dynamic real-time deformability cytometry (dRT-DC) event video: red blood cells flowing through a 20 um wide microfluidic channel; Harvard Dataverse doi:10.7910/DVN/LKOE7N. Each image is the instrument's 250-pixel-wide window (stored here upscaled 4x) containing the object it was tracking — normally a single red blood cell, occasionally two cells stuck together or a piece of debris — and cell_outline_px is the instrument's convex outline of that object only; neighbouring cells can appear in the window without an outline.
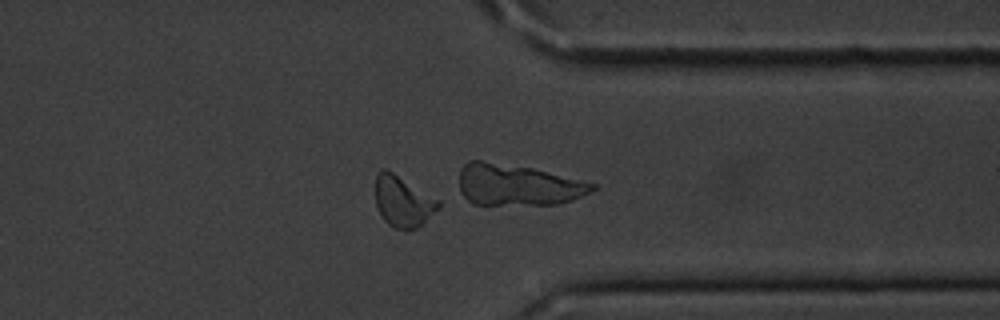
{"species": "common noctule bat (a hibernating species)", "species_latin": "Nyctalus noctula", "temperature_condition": "cold", "stored_images_in_passage": 49, "camera_frame_rate_fps": 3000, "um_per_image_px": 0.085, "animal": {"sex": "male", "body_mass_g": 20.1, "forearm_length_mm": 53.5}, "frame": {"image": 1, "passage_image": 37, "time_ms": 12.0, "image_size_px": [1000, 320], "cell_outline_px": [[440, 208], [416, 228], [408, 232], [404, 232], [392, 228], [384, 220], [376, 204], [376, 176], [384, 168], [392, 172], [440, 200]], "centroid_in_image_um": [34.26, 17.17], "position_along_channel_um": 377.1, "area_um2": 18.67}, "authors_computed_cell_mechanics": {"area_um2": 18.785, "velocity_mm_per_s": 3.4664, "shape_relaxation_time_tau1_ms": 4.4429, "shape_relaxation_time_tau2_ms": 6.2808, "deformation_change_tau1": 0.1073, "deformation_change_tau2": 0.099}}